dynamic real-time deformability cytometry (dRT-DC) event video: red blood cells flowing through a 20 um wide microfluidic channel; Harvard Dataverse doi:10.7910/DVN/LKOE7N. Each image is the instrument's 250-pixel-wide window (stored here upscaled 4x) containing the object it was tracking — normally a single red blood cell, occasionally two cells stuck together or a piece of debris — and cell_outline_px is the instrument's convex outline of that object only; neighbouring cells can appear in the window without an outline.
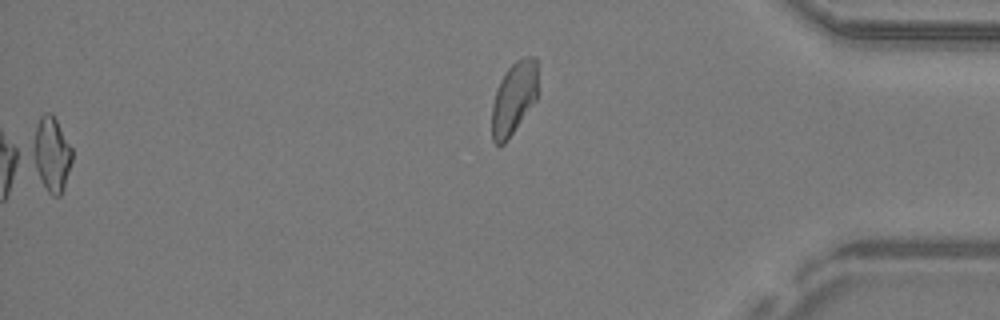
{"species": "common noctule bat (a hibernating species)", "species_latin": "Nyctalus noctula", "temperature_condition": "warm", "stored_images_in_passage": 41, "camera_frame_rate_fps": 3000, "um_per_image_px": 0.085, "animal": {"sex": "male", "body_mass_g": 19.2, "forearm_length_mm": 51.8}, "frame": {"image": 1, "passage_image": 41, "time_ms": 13.333, "image_size_px": [1000, 320], "cell_outline_px": [[536, 100], [508, 140], [504, 144], [496, 144], [492, 140], [492, 104], [496, 88], [500, 80], [508, 68], [516, 60], [528, 56], [532, 56], [536, 60]], "centroid_in_image_um": [43.65, 8.36], "position_along_channel_um": 391.6, "area_um2": 19.31}, "authors_computed_cell_mechanics": {"area_um2": 16.6464, "velocity_mm_per_s": 4.2725, "shape_relaxation_time_tau1_ms": null, "shape_relaxation_time_tau2_ms": 5.0226, "deformation_change_tau1": null, "deformation_change_tau2": 0.1089}}